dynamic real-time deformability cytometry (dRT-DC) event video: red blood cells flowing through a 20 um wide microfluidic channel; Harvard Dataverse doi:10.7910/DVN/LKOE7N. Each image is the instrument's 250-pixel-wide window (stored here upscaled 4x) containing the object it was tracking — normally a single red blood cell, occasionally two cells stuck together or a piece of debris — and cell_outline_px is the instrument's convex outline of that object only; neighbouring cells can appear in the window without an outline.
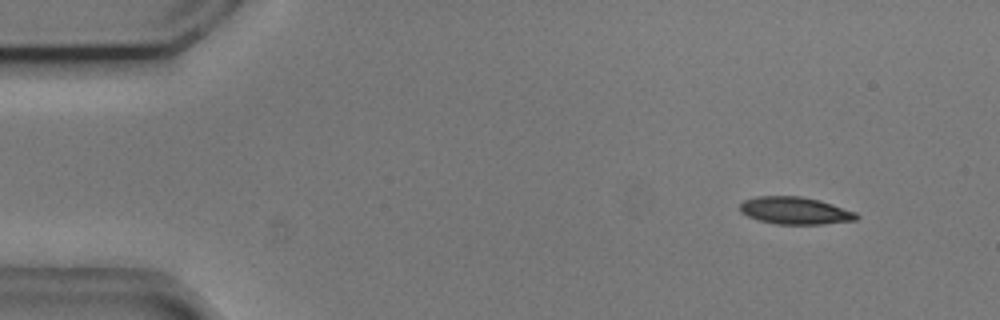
{"species": "common noctule bat (a hibernating species)", "species_latin": "Nyctalus noctula", "temperature_condition": "cold", "stored_images_in_passage": 54, "camera_frame_rate_fps": 3000, "um_per_image_px": 0.085, "animal": {"sex": "male", "body_mass_g": 20.5, "forearm_length_mm": 52.5}, "frame": {"image": 1, "passage_image": 5, "time_ms": 1.333, "image_size_px": [1000, 320], "cell_outline_px": [[860, 216], [856, 220], [824, 224], [776, 224], [760, 220], [748, 216], [740, 212], [740, 204], [744, 200], [756, 196], [800, 196], [820, 200], [856, 212]], "centroid_in_image_um": [67.59, 17.9], "position_along_channel_um": 17.4, "area_um2": 18.55}}
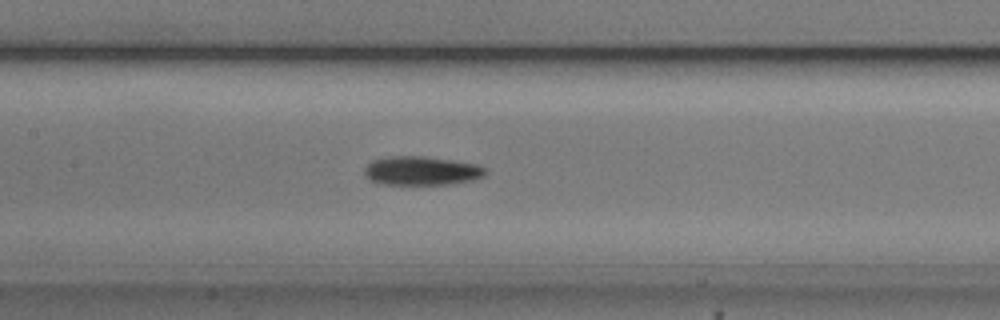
{"frame": {"image": 2, "passage_image": 25, "time_ms": 8.0, "image_size_px": [1000, 320], "cell_outline_px": [[488, 172], [484, 176], [472, 180], [452, 184], [384, 184], [372, 180], [364, 176], [364, 168], [372, 160], [388, 156], [424, 156], [452, 160], [476, 164], [488, 168]], "centroid_in_image_um": [35.86, 14.51], "position_along_channel_um": 171.5, "area_um2": 20.46}}
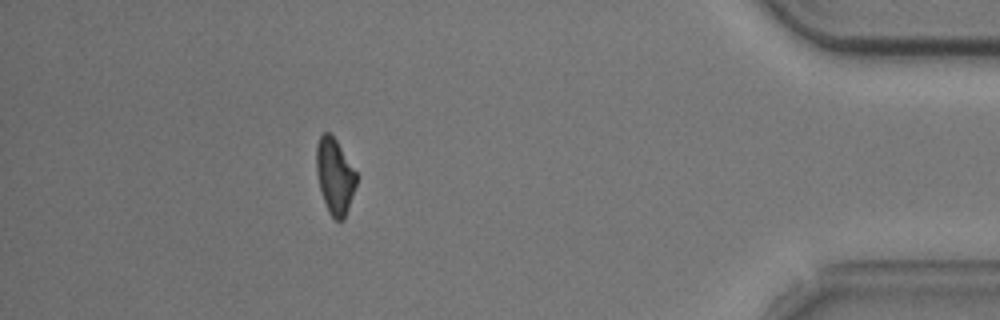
{"frame": {"image": 3, "passage_image": 48, "time_ms": 15.667, "image_size_px": [1000, 320], "cell_outline_px": [[356, 184], [344, 220], [336, 220], [328, 212], [320, 188], [316, 172], [316, 144], [320, 136], [324, 132], [328, 132], [336, 140], [356, 172]], "centroid_in_image_um": [28.44, 14.97], "position_along_channel_um": 406.8, "area_um2": 17.34}, "authors_computed_cell_mechanics": {"area_um2": 18.8139, "velocity_mm_per_s": 3.7107, "shape_relaxation_time_tau1_ms": 2.993, "shape_relaxation_time_tau2_ms": null, "deformation_change_tau1": 0.114, "deformation_change_tau2": null}}